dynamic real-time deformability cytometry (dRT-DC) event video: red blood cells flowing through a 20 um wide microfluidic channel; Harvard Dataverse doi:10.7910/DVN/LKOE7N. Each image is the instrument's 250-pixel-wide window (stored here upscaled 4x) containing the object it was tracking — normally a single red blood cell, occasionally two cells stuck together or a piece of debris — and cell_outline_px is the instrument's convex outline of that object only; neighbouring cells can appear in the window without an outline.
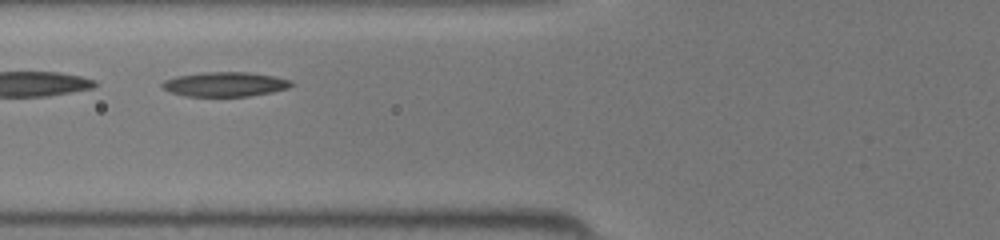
{"species": "common noctule bat (a hibernating species)", "species_latin": "Nyctalus noctula", "temperature_condition": "room temperature", "stored_images_in_passage": 34, "camera_frame_rate_fps": 3000, "um_per_image_px": 0.085, "animal": {"sex": "female", "body_mass_g": 19.5, "forearm_length_mm": 54.1}, "frame": {"image": 1, "passage_image": 7, "time_ms": 2.0, "image_size_px": [1000, 240], "cell_outline_px": [[296, 84], [288, 88], [272, 92], [248, 96], [184, 96], [172, 92], [164, 88], [160, 84], [164, 80], [176, 76], [204, 72], [248, 72], [276, 76], [292, 80]], "centroid_in_image_um": [19.18, 7.15], "position_along_channel_um": 106.6, "area_um2": 18.55}}
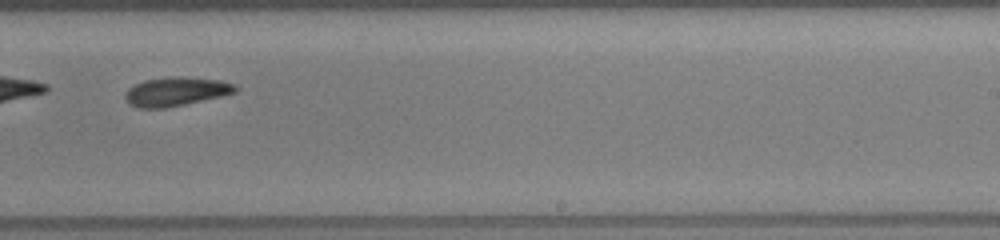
{"frame": {"image": 2, "passage_image": 18, "time_ms": 5.667, "image_size_px": [1000, 240], "cell_outline_px": [[236, 92], [224, 96], [164, 108], [140, 108], [128, 104], [124, 96], [128, 88], [144, 80], [172, 76], [184, 76], [220, 80], [236, 84]], "centroid_in_image_um": [14.97, 7.77], "position_along_channel_um": 274.0, "area_um2": 18.67}}
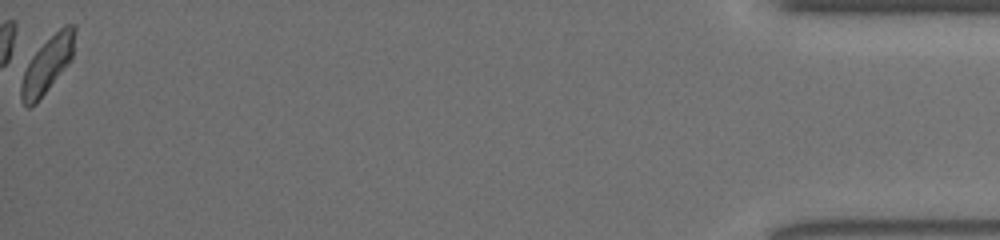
{"frame": {"image": 3, "passage_image": 34, "time_ms": 11.0, "image_size_px": [1000, 240], "cell_outline_px": [[76, 28], [72, 56], [68, 64], [36, 104], [28, 108], [20, 100], [20, 84], [24, 64], [64, 24], [76, 24]], "centroid_in_image_um": [3.98, 5.53], "position_along_channel_um": 431.2, "area_um2": 17.57}}